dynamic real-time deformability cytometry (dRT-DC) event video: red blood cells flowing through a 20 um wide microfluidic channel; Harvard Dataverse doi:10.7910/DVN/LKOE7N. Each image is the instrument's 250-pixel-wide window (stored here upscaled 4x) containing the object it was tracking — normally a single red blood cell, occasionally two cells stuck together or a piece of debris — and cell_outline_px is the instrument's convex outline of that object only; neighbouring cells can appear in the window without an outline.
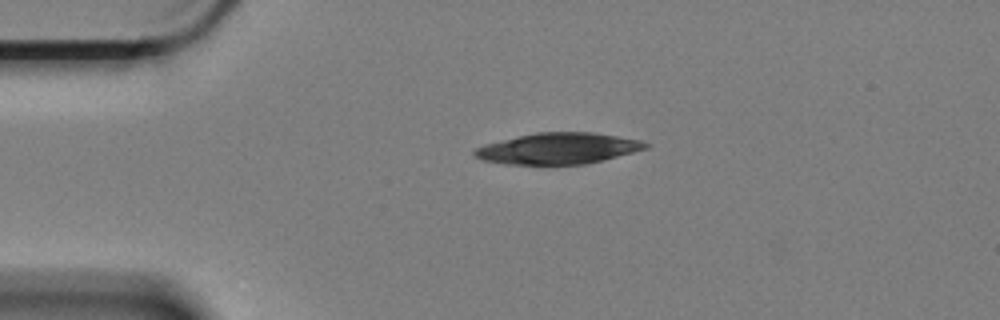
{"species": "Egyptian fruit bat (a non-hibernating species)", "species_latin": "Rousettus aegyptiacus", "temperature_condition": "cold", "stored_images_in_passage": 47, "camera_frame_rate_fps": 3000, "um_per_image_px": 0.085, "animal": {"sex": "female"}, "frame": {"image": 1, "passage_image": 1, "time_ms": 0.0, "image_size_px": [1000, 320], "cell_outline_px": [[652, 144], [648, 148], [604, 160], [584, 164], [508, 164], [484, 160], [476, 156], [472, 152], [476, 148], [484, 144], [536, 132], [592, 132], [640, 140]], "centroid_in_image_um": [47.48, 12.61], "position_along_channel_um": 37.5, "area_um2": 30.81}}
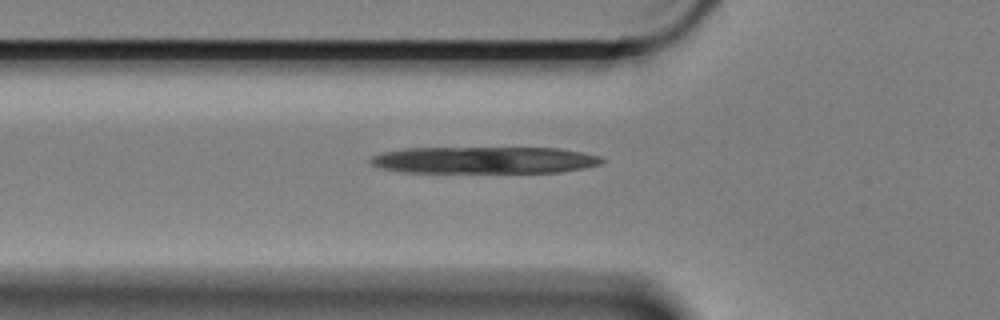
{"frame": {"image": 2, "passage_image": 8, "time_ms": 2.333, "image_size_px": [1000, 320], "cell_outline_px": [[604, 160], [600, 164], [560, 172], [408, 172], [384, 168], [372, 164], [368, 160], [372, 156], [384, 152], [404, 148], [560, 148], [600, 156]], "centroid_in_image_um": [41.17, 13.6], "position_along_channel_um": 84.6, "area_um2": 35.78}}
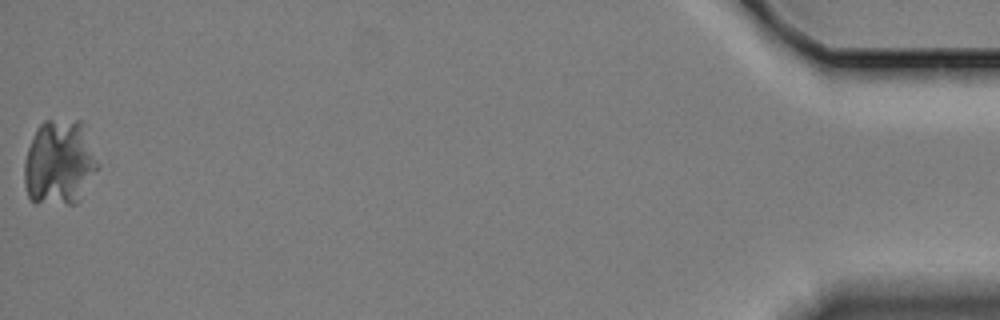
{"frame": {"image": 3, "passage_image": 47, "time_ms": 15.333, "image_size_px": [1000, 320], "cell_outline_px": [[96, 168], [76, 204], [36, 204], [28, 196], [24, 184], [24, 160], [28, 148], [36, 128], [44, 120], [84, 120], [96, 164]], "centroid_in_image_um": [4.99, 13.81], "position_along_channel_um": 430.2, "area_um2": 36.3}}